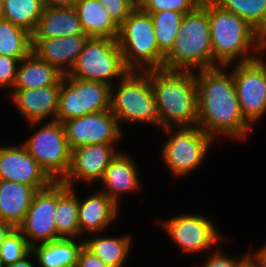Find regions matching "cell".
Returning a JSON list of instances; mask_svg holds the SVG:
<instances>
[{"mask_svg": "<svg viewBox=\"0 0 266 267\" xmlns=\"http://www.w3.org/2000/svg\"><path fill=\"white\" fill-rule=\"evenodd\" d=\"M223 68L225 66L195 71L197 126L214 140L221 134L233 140H245L252 125L241 113L232 73L226 74Z\"/></svg>", "mask_w": 266, "mask_h": 267, "instance_id": "6da1fadb", "label": "cell"}, {"mask_svg": "<svg viewBox=\"0 0 266 267\" xmlns=\"http://www.w3.org/2000/svg\"><path fill=\"white\" fill-rule=\"evenodd\" d=\"M150 82L161 118V129L197 126L195 71L150 70Z\"/></svg>", "mask_w": 266, "mask_h": 267, "instance_id": "7a4b0ae2", "label": "cell"}, {"mask_svg": "<svg viewBox=\"0 0 266 267\" xmlns=\"http://www.w3.org/2000/svg\"><path fill=\"white\" fill-rule=\"evenodd\" d=\"M201 4L209 14L213 61L227 67L238 58L237 62L255 59L264 39L245 20L224 10L214 0H202Z\"/></svg>", "mask_w": 266, "mask_h": 267, "instance_id": "3957f363", "label": "cell"}, {"mask_svg": "<svg viewBox=\"0 0 266 267\" xmlns=\"http://www.w3.org/2000/svg\"><path fill=\"white\" fill-rule=\"evenodd\" d=\"M218 67L213 61L208 10L199 4L184 15L172 48L165 54L164 69L194 71Z\"/></svg>", "mask_w": 266, "mask_h": 267, "instance_id": "277c9868", "label": "cell"}, {"mask_svg": "<svg viewBox=\"0 0 266 267\" xmlns=\"http://www.w3.org/2000/svg\"><path fill=\"white\" fill-rule=\"evenodd\" d=\"M116 40L129 71L164 69L165 54L158 47L151 15L142 8L131 11Z\"/></svg>", "mask_w": 266, "mask_h": 267, "instance_id": "5b68a950", "label": "cell"}, {"mask_svg": "<svg viewBox=\"0 0 266 267\" xmlns=\"http://www.w3.org/2000/svg\"><path fill=\"white\" fill-rule=\"evenodd\" d=\"M118 82L117 89L111 86L110 110L117 118L119 126L122 122L129 121L161 127L150 82V70L128 71Z\"/></svg>", "mask_w": 266, "mask_h": 267, "instance_id": "8992f818", "label": "cell"}, {"mask_svg": "<svg viewBox=\"0 0 266 267\" xmlns=\"http://www.w3.org/2000/svg\"><path fill=\"white\" fill-rule=\"evenodd\" d=\"M128 71L116 39L90 37L67 76L114 86Z\"/></svg>", "mask_w": 266, "mask_h": 267, "instance_id": "52a82bcc", "label": "cell"}, {"mask_svg": "<svg viewBox=\"0 0 266 267\" xmlns=\"http://www.w3.org/2000/svg\"><path fill=\"white\" fill-rule=\"evenodd\" d=\"M162 130L170 137L162 147L161 157L173 176L184 177L199 168L214 139L198 126H180L174 131L172 127H166Z\"/></svg>", "mask_w": 266, "mask_h": 267, "instance_id": "ba28073f", "label": "cell"}, {"mask_svg": "<svg viewBox=\"0 0 266 267\" xmlns=\"http://www.w3.org/2000/svg\"><path fill=\"white\" fill-rule=\"evenodd\" d=\"M111 86L64 75L61 79L56 121L61 123L110 109Z\"/></svg>", "mask_w": 266, "mask_h": 267, "instance_id": "9c48e42d", "label": "cell"}, {"mask_svg": "<svg viewBox=\"0 0 266 267\" xmlns=\"http://www.w3.org/2000/svg\"><path fill=\"white\" fill-rule=\"evenodd\" d=\"M22 145L54 181H61L68 173L71 149L61 122L49 121Z\"/></svg>", "mask_w": 266, "mask_h": 267, "instance_id": "30bf717a", "label": "cell"}, {"mask_svg": "<svg viewBox=\"0 0 266 267\" xmlns=\"http://www.w3.org/2000/svg\"><path fill=\"white\" fill-rule=\"evenodd\" d=\"M240 110L249 124H254L266 114V72L253 59L237 62L232 70Z\"/></svg>", "mask_w": 266, "mask_h": 267, "instance_id": "8fae6325", "label": "cell"}, {"mask_svg": "<svg viewBox=\"0 0 266 267\" xmlns=\"http://www.w3.org/2000/svg\"><path fill=\"white\" fill-rule=\"evenodd\" d=\"M160 223L177 243L176 245L186 253L209 251L223 239L213 221L200 214H182L164 221L160 220Z\"/></svg>", "mask_w": 266, "mask_h": 267, "instance_id": "7c38bea8", "label": "cell"}, {"mask_svg": "<svg viewBox=\"0 0 266 267\" xmlns=\"http://www.w3.org/2000/svg\"><path fill=\"white\" fill-rule=\"evenodd\" d=\"M57 207V181L37 191L19 230L32 247L61 237L57 234L54 213Z\"/></svg>", "mask_w": 266, "mask_h": 267, "instance_id": "4fadbf2b", "label": "cell"}, {"mask_svg": "<svg viewBox=\"0 0 266 267\" xmlns=\"http://www.w3.org/2000/svg\"><path fill=\"white\" fill-rule=\"evenodd\" d=\"M62 124L71 151L84 145L115 144L122 134L110 109L69 119Z\"/></svg>", "mask_w": 266, "mask_h": 267, "instance_id": "5bb4252c", "label": "cell"}, {"mask_svg": "<svg viewBox=\"0 0 266 267\" xmlns=\"http://www.w3.org/2000/svg\"><path fill=\"white\" fill-rule=\"evenodd\" d=\"M0 180L30 185L36 191L54 182L22 144L0 146Z\"/></svg>", "mask_w": 266, "mask_h": 267, "instance_id": "9a60e30c", "label": "cell"}, {"mask_svg": "<svg viewBox=\"0 0 266 267\" xmlns=\"http://www.w3.org/2000/svg\"><path fill=\"white\" fill-rule=\"evenodd\" d=\"M113 146L114 144H91L72 150L69 171L61 182L69 187H73L76 179L100 183L109 163L119 153Z\"/></svg>", "mask_w": 266, "mask_h": 267, "instance_id": "2e32d148", "label": "cell"}, {"mask_svg": "<svg viewBox=\"0 0 266 267\" xmlns=\"http://www.w3.org/2000/svg\"><path fill=\"white\" fill-rule=\"evenodd\" d=\"M61 80L56 85L36 89L12 90L8 95L27 122L38 125L44 119L55 120L58 109Z\"/></svg>", "mask_w": 266, "mask_h": 267, "instance_id": "e0dca14e", "label": "cell"}, {"mask_svg": "<svg viewBox=\"0 0 266 267\" xmlns=\"http://www.w3.org/2000/svg\"><path fill=\"white\" fill-rule=\"evenodd\" d=\"M89 38L83 33L61 38L32 39V52L40 60L55 66L61 73L67 75Z\"/></svg>", "mask_w": 266, "mask_h": 267, "instance_id": "ac0fdd59", "label": "cell"}, {"mask_svg": "<svg viewBox=\"0 0 266 267\" xmlns=\"http://www.w3.org/2000/svg\"><path fill=\"white\" fill-rule=\"evenodd\" d=\"M119 206L105 193L95 191L93 195L81 199L78 196V220L81 233L93 235L107 230L117 217ZM95 233V234H94Z\"/></svg>", "mask_w": 266, "mask_h": 267, "instance_id": "d6986e66", "label": "cell"}, {"mask_svg": "<svg viewBox=\"0 0 266 267\" xmlns=\"http://www.w3.org/2000/svg\"><path fill=\"white\" fill-rule=\"evenodd\" d=\"M129 155L119 152L106 168L101 183L103 190L118 206L120 194L141 189L137 163ZM105 187V188H104Z\"/></svg>", "mask_w": 266, "mask_h": 267, "instance_id": "ffe728a7", "label": "cell"}, {"mask_svg": "<svg viewBox=\"0 0 266 267\" xmlns=\"http://www.w3.org/2000/svg\"><path fill=\"white\" fill-rule=\"evenodd\" d=\"M83 33L74 6L44 7L32 39L61 38Z\"/></svg>", "mask_w": 266, "mask_h": 267, "instance_id": "44dd1931", "label": "cell"}, {"mask_svg": "<svg viewBox=\"0 0 266 267\" xmlns=\"http://www.w3.org/2000/svg\"><path fill=\"white\" fill-rule=\"evenodd\" d=\"M36 192L30 185L0 180V220L18 229Z\"/></svg>", "mask_w": 266, "mask_h": 267, "instance_id": "7402d4cb", "label": "cell"}, {"mask_svg": "<svg viewBox=\"0 0 266 267\" xmlns=\"http://www.w3.org/2000/svg\"><path fill=\"white\" fill-rule=\"evenodd\" d=\"M74 8L84 33L89 37L117 39L119 26L98 0H77Z\"/></svg>", "mask_w": 266, "mask_h": 267, "instance_id": "603a6c76", "label": "cell"}, {"mask_svg": "<svg viewBox=\"0 0 266 267\" xmlns=\"http://www.w3.org/2000/svg\"><path fill=\"white\" fill-rule=\"evenodd\" d=\"M64 74L55 66L40 60L33 52L18 65L12 90H26L56 85Z\"/></svg>", "mask_w": 266, "mask_h": 267, "instance_id": "cb8c5ba5", "label": "cell"}, {"mask_svg": "<svg viewBox=\"0 0 266 267\" xmlns=\"http://www.w3.org/2000/svg\"><path fill=\"white\" fill-rule=\"evenodd\" d=\"M76 238H60L31 247L39 267H76L84 241Z\"/></svg>", "mask_w": 266, "mask_h": 267, "instance_id": "d4e9b609", "label": "cell"}, {"mask_svg": "<svg viewBox=\"0 0 266 267\" xmlns=\"http://www.w3.org/2000/svg\"><path fill=\"white\" fill-rule=\"evenodd\" d=\"M74 187L57 181V207L54 213L57 234L61 238L80 236L78 220V195ZM78 236V237H77Z\"/></svg>", "mask_w": 266, "mask_h": 267, "instance_id": "484cf974", "label": "cell"}, {"mask_svg": "<svg viewBox=\"0 0 266 267\" xmlns=\"http://www.w3.org/2000/svg\"><path fill=\"white\" fill-rule=\"evenodd\" d=\"M83 238L84 247L100 258L109 267H123L132 246L130 236Z\"/></svg>", "mask_w": 266, "mask_h": 267, "instance_id": "4316f807", "label": "cell"}, {"mask_svg": "<svg viewBox=\"0 0 266 267\" xmlns=\"http://www.w3.org/2000/svg\"><path fill=\"white\" fill-rule=\"evenodd\" d=\"M43 8L42 0H3L4 20L33 34Z\"/></svg>", "mask_w": 266, "mask_h": 267, "instance_id": "83f0119b", "label": "cell"}, {"mask_svg": "<svg viewBox=\"0 0 266 267\" xmlns=\"http://www.w3.org/2000/svg\"><path fill=\"white\" fill-rule=\"evenodd\" d=\"M32 34L10 21H0V55L21 61L32 53Z\"/></svg>", "mask_w": 266, "mask_h": 267, "instance_id": "f1b7e54d", "label": "cell"}, {"mask_svg": "<svg viewBox=\"0 0 266 267\" xmlns=\"http://www.w3.org/2000/svg\"><path fill=\"white\" fill-rule=\"evenodd\" d=\"M224 10L241 17L263 39L266 37V0H214Z\"/></svg>", "mask_w": 266, "mask_h": 267, "instance_id": "f546056e", "label": "cell"}, {"mask_svg": "<svg viewBox=\"0 0 266 267\" xmlns=\"http://www.w3.org/2000/svg\"><path fill=\"white\" fill-rule=\"evenodd\" d=\"M159 49L166 54L177 38L185 14L174 11L150 13Z\"/></svg>", "mask_w": 266, "mask_h": 267, "instance_id": "4dcf8cb0", "label": "cell"}, {"mask_svg": "<svg viewBox=\"0 0 266 267\" xmlns=\"http://www.w3.org/2000/svg\"><path fill=\"white\" fill-rule=\"evenodd\" d=\"M31 252V246L19 229H13L0 245V267H8Z\"/></svg>", "mask_w": 266, "mask_h": 267, "instance_id": "1f68e13d", "label": "cell"}, {"mask_svg": "<svg viewBox=\"0 0 266 267\" xmlns=\"http://www.w3.org/2000/svg\"><path fill=\"white\" fill-rule=\"evenodd\" d=\"M202 0H147L142 9L148 13L174 11L183 14L192 12Z\"/></svg>", "mask_w": 266, "mask_h": 267, "instance_id": "d6a6232c", "label": "cell"}, {"mask_svg": "<svg viewBox=\"0 0 266 267\" xmlns=\"http://www.w3.org/2000/svg\"><path fill=\"white\" fill-rule=\"evenodd\" d=\"M106 9L111 19L120 26L129 16L134 7L129 0H98Z\"/></svg>", "mask_w": 266, "mask_h": 267, "instance_id": "836d02e7", "label": "cell"}, {"mask_svg": "<svg viewBox=\"0 0 266 267\" xmlns=\"http://www.w3.org/2000/svg\"><path fill=\"white\" fill-rule=\"evenodd\" d=\"M19 63L18 59L0 55V88L11 87L13 89Z\"/></svg>", "mask_w": 266, "mask_h": 267, "instance_id": "e575fe53", "label": "cell"}, {"mask_svg": "<svg viewBox=\"0 0 266 267\" xmlns=\"http://www.w3.org/2000/svg\"><path fill=\"white\" fill-rule=\"evenodd\" d=\"M211 253L201 267H235L237 260L227 257L219 248ZM224 254V255H223Z\"/></svg>", "mask_w": 266, "mask_h": 267, "instance_id": "d590c367", "label": "cell"}, {"mask_svg": "<svg viewBox=\"0 0 266 267\" xmlns=\"http://www.w3.org/2000/svg\"><path fill=\"white\" fill-rule=\"evenodd\" d=\"M76 267H109V266L83 246L79 252Z\"/></svg>", "mask_w": 266, "mask_h": 267, "instance_id": "8d00e7d4", "label": "cell"}, {"mask_svg": "<svg viewBox=\"0 0 266 267\" xmlns=\"http://www.w3.org/2000/svg\"><path fill=\"white\" fill-rule=\"evenodd\" d=\"M235 267H262L260 255L255 253H246L241 259L237 260Z\"/></svg>", "mask_w": 266, "mask_h": 267, "instance_id": "74e56055", "label": "cell"}, {"mask_svg": "<svg viewBox=\"0 0 266 267\" xmlns=\"http://www.w3.org/2000/svg\"><path fill=\"white\" fill-rule=\"evenodd\" d=\"M77 0H42L44 7H72Z\"/></svg>", "mask_w": 266, "mask_h": 267, "instance_id": "f35d334b", "label": "cell"}, {"mask_svg": "<svg viewBox=\"0 0 266 267\" xmlns=\"http://www.w3.org/2000/svg\"><path fill=\"white\" fill-rule=\"evenodd\" d=\"M13 229L11 225L0 220V245Z\"/></svg>", "mask_w": 266, "mask_h": 267, "instance_id": "ab89813d", "label": "cell"}, {"mask_svg": "<svg viewBox=\"0 0 266 267\" xmlns=\"http://www.w3.org/2000/svg\"><path fill=\"white\" fill-rule=\"evenodd\" d=\"M31 252L24 257L23 259H21L20 261H17L16 263H14L13 265H10L8 267H34L33 263L30 262L29 257L31 256Z\"/></svg>", "mask_w": 266, "mask_h": 267, "instance_id": "60d3db41", "label": "cell"}, {"mask_svg": "<svg viewBox=\"0 0 266 267\" xmlns=\"http://www.w3.org/2000/svg\"><path fill=\"white\" fill-rule=\"evenodd\" d=\"M260 257H261V260H262V267H266V245L263 246V248L260 250H257L256 251Z\"/></svg>", "mask_w": 266, "mask_h": 267, "instance_id": "b9f144b4", "label": "cell"}, {"mask_svg": "<svg viewBox=\"0 0 266 267\" xmlns=\"http://www.w3.org/2000/svg\"><path fill=\"white\" fill-rule=\"evenodd\" d=\"M134 8H142L147 0H129Z\"/></svg>", "mask_w": 266, "mask_h": 267, "instance_id": "7bdbcfd3", "label": "cell"}, {"mask_svg": "<svg viewBox=\"0 0 266 267\" xmlns=\"http://www.w3.org/2000/svg\"><path fill=\"white\" fill-rule=\"evenodd\" d=\"M263 50L264 51L266 50V37L264 38V41L260 44V46L258 48V51H257V54L260 53V52H263Z\"/></svg>", "mask_w": 266, "mask_h": 267, "instance_id": "ee69618b", "label": "cell"}, {"mask_svg": "<svg viewBox=\"0 0 266 267\" xmlns=\"http://www.w3.org/2000/svg\"><path fill=\"white\" fill-rule=\"evenodd\" d=\"M4 19L3 0H0V21Z\"/></svg>", "mask_w": 266, "mask_h": 267, "instance_id": "f6af8a7d", "label": "cell"}, {"mask_svg": "<svg viewBox=\"0 0 266 267\" xmlns=\"http://www.w3.org/2000/svg\"><path fill=\"white\" fill-rule=\"evenodd\" d=\"M255 59L262 65V67L264 68V70L266 72V63H265V61L262 58H260L258 55L256 56Z\"/></svg>", "mask_w": 266, "mask_h": 267, "instance_id": "bcb514c9", "label": "cell"}]
</instances>
